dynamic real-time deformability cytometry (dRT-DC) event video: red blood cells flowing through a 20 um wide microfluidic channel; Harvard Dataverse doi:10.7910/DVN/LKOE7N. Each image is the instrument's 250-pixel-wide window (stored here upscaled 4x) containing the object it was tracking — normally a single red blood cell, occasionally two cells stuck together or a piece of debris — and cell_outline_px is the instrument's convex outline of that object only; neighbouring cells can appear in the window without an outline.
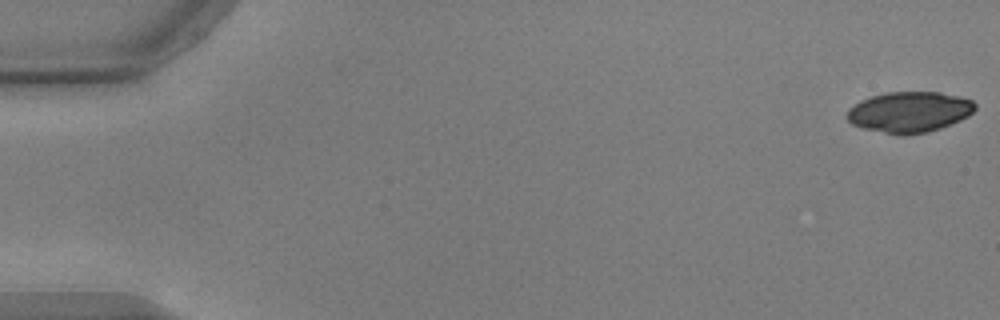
{"species": "common noctule bat (a hibernating species)", "species_latin": "Nyctalus noctula", "temperature_condition": "warm", "stored_images_in_passage": 54, "camera_frame_rate_fps": 3000, "um_per_image_px": 0.085, "animal": {"sex": "male", "body_mass_g": 17.9, "forearm_length_mm": 54.2}, "frame": {"image": 1, "passage_image": 1, "time_ms": 0.0, "image_size_px": [1000, 320], "cell_outline_px": [[976, 108], [968, 116], [960, 120], [940, 128], [928, 132], [908, 136], [900, 136], [864, 128], [852, 124], [848, 120], [848, 108], [860, 100], [872, 96], [888, 92], [940, 92], [972, 100], [976, 104]], "centroid_in_image_um": [77.29, 9.53], "position_along_channel_um": 7.7, "area_um2": 30.4}}